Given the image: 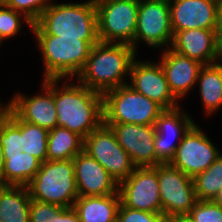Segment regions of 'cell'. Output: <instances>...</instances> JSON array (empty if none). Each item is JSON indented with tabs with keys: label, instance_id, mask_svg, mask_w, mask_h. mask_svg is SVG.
Segmentation results:
<instances>
[{
	"label": "cell",
	"instance_id": "24",
	"mask_svg": "<svg viewBox=\"0 0 222 222\" xmlns=\"http://www.w3.org/2000/svg\"><path fill=\"white\" fill-rule=\"evenodd\" d=\"M196 83L204 106V114L212 115L222 107V65L213 63L203 65Z\"/></svg>",
	"mask_w": 222,
	"mask_h": 222
},
{
	"label": "cell",
	"instance_id": "20",
	"mask_svg": "<svg viewBox=\"0 0 222 222\" xmlns=\"http://www.w3.org/2000/svg\"><path fill=\"white\" fill-rule=\"evenodd\" d=\"M174 52L200 62L202 65L215 63V29H189L173 35L170 46Z\"/></svg>",
	"mask_w": 222,
	"mask_h": 222
},
{
	"label": "cell",
	"instance_id": "14",
	"mask_svg": "<svg viewBox=\"0 0 222 222\" xmlns=\"http://www.w3.org/2000/svg\"><path fill=\"white\" fill-rule=\"evenodd\" d=\"M156 63L151 60L138 61L135 58L130 67V78L127 77L131 81L128 85L138 93L155 101L164 110L180 107L177 103L178 99L170 91L160 62Z\"/></svg>",
	"mask_w": 222,
	"mask_h": 222
},
{
	"label": "cell",
	"instance_id": "30",
	"mask_svg": "<svg viewBox=\"0 0 222 222\" xmlns=\"http://www.w3.org/2000/svg\"><path fill=\"white\" fill-rule=\"evenodd\" d=\"M188 216L193 222H222V205L213 200H198Z\"/></svg>",
	"mask_w": 222,
	"mask_h": 222
},
{
	"label": "cell",
	"instance_id": "31",
	"mask_svg": "<svg viewBox=\"0 0 222 222\" xmlns=\"http://www.w3.org/2000/svg\"><path fill=\"white\" fill-rule=\"evenodd\" d=\"M51 3V0H5L6 6L24 14L33 23Z\"/></svg>",
	"mask_w": 222,
	"mask_h": 222
},
{
	"label": "cell",
	"instance_id": "40",
	"mask_svg": "<svg viewBox=\"0 0 222 222\" xmlns=\"http://www.w3.org/2000/svg\"><path fill=\"white\" fill-rule=\"evenodd\" d=\"M153 1H161V2L170 3V2H172L173 0H153Z\"/></svg>",
	"mask_w": 222,
	"mask_h": 222
},
{
	"label": "cell",
	"instance_id": "8",
	"mask_svg": "<svg viewBox=\"0 0 222 222\" xmlns=\"http://www.w3.org/2000/svg\"><path fill=\"white\" fill-rule=\"evenodd\" d=\"M83 151L98 161L118 184L136 168L111 127L104 123L84 139Z\"/></svg>",
	"mask_w": 222,
	"mask_h": 222
},
{
	"label": "cell",
	"instance_id": "42",
	"mask_svg": "<svg viewBox=\"0 0 222 222\" xmlns=\"http://www.w3.org/2000/svg\"><path fill=\"white\" fill-rule=\"evenodd\" d=\"M221 172H222V154H221Z\"/></svg>",
	"mask_w": 222,
	"mask_h": 222
},
{
	"label": "cell",
	"instance_id": "12",
	"mask_svg": "<svg viewBox=\"0 0 222 222\" xmlns=\"http://www.w3.org/2000/svg\"><path fill=\"white\" fill-rule=\"evenodd\" d=\"M196 123L179 143L170 165L194 178L205 171L222 153Z\"/></svg>",
	"mask_w": 222,
	"mask_h": 222
},
{
	"label": "cell",
	"instance_id": "11",
	"mask_svg": "<svg viewBox=\"0 0 222 222\" xmlns=\"http://www.w3.org/2000/svg\"><path fill=\"white\" fill-rule=\"evenodd\" d=\"M118 193L123 206L162 213L158 165L136 167L124 181L118 184Z\"/></svg>",
	"mask_w": 222,
	"mask_h": 222
},
{
	"label": "cell",
	"instance_id": "6",
	"mask_svg": "<svg viewBox=\"0 0 222 222\" xmlns=\"http://www.w3.org/2000/svg\"><path fill=\"white\" fill-rule=\"evenodd\" d=\"M103 123L155 125L164 109L128 84L103 94Z\"/></svg>",
	"mask_w": 222,
	"mask_h": 222
},
{
	"label": "cell",
	"instance_id": "25",
	"mask_svg": "<svg viewBox=\"0 0 222 222\" xmlns=\"http://www.w3.org/2000/svg\"><path fill=\"white\" fill-rule=\"evenodd\" d=\"M84 139L77 133L56 126L48 132L47 161L73 160L83 151Z\"/></svg>",
	"mask_w": 222,
	"mask_h": 222
},
{
	"label": "cell",
	"instance_id": "18",
	"mask_svg": "<svg viewBox=\"0 0 222 222\" xmlns=\"http://www.w3.org/2000/svg\"><path fill=\"white\" fill-rule=\"evenodd\" d=\"M78 196H105L118 192V183L85 151L73 158Z\"/></svg>",
	"mask_w": 222,
	"mask_h": 222
},
{
	"label": "cell",
	"instance_id": "15",
	"mask_svg": "<svg viewBox=\"0 0 222 222\" xmlns=\"http://www.w3.org/2000/svg\"><path fill=\"white\" fill-rule=\"evenodd\" d=\"M181 108L182 106L164 110L156 119L154 140L156 165L170 163L175 156L179 143L195 124L190 115H187ZM174 140L176 141L174 142Z\"/></svg>",
	"mask_w": 222,
	"mask_h": 222
},
{
	"label": "cell",
	"instance_id": "34",
	"mask_svg": "<svg viewBox=\"0 0 222 222\" xmlns=\"http://www.w3.org/2000/svg\"><path fill=\"white\" fill-rule=\"evenodd\" d=\"M50 222H81L73 207H63Z\"/></svg>",
	"mask_w": 222,
	"mask_h": 222
},
{
	"label": "cell",
	"instance_id": "32",
	"mask_svg": "<svg viewBox=\"0 0 222 222\" xmlns=\"http://www.w3.org/2000/svg\"><path fill=\"white\" fill-rule=\"evenodd\" d=\"M117 220L119 222H167V217L163 213L132 209L120 203Z\"/></svg>",
	"mask_w": 222,
	"mask_h": 222
},
{
	"label": "cell",
	"instance_id": "10",
	"mask_svg": "<svg viewBox=\"0 0 222 222\" xmlns=\"http://www.w3.org/2000/svg\"><path fill=\"white\" fill-rule=\"evenodd\" d=\"M173 40L169 3L153 0H139V10L134 36V50L137 43L148 47L170 48Z\"/></svg>",
	"mask_w": 222,
	"mask_h": 222
},
{
	"label": "cell",
	"instance_id": "19",
	"mask_svg": "<svg viewBox=\"0 0 222 222\" xmlns=\"http://www.w3.org/2000/svg\"><path fill=\"white\" fill-rule=\"evenodd\" d=\"M160 64L170 91L181 101L197 84L198 74L203 66L200 62L182 56L170 48L163 49Z\"/></svg>",
	"mask_w": 222,
	"mask_h": 222
},
{
	"label": "cell",
	"instance_id": "23",
	"mask_svg": "<svg viewBox=\"0 0 222 222\" xmlns=\"http://www.w3.org/2000/svg\"><path fill=\"white\" fill-rule=\"evenodd\" d=\"M2 185L27 186L39 171L42 162L22 150L19 153L3 154Z\"/></svg>",
	"mask_w": 222,
	"mask_h": 222
},
{
	"label": "cell",
	"instance_id": "3",
	"mask_svg": "<svg viewBox=\"0 0 222 222\" xmlns=\"http://www.w3.org/2000/svg\"><path fill=\"white\" fill-rule=\"evenodd\" d=\"M34 35L78 38L91 46L99 42L97 9L90 0L77 3H51L33 23Z\"/></svg>",
	"mask_w": 222,
	"mask_h": 222
},
{
	"label": "cell",
	"instance_id": "9",
	"mask_svg": "<svg viewBox=\"0 0 222 222\" xmlns=\"http://www.w3.org/2000/svg\"><path fill=\"white\" fill-rule=\"evenodd\" d=\"M158 181L162 213L166 217L188 215L198 201L193 178L165 163L158 165Z\"/></svg>",
	"mask_w": 222,
	"mask_h": 222
},
{
	"label": "cell",
	"instance_id": "5",
	"mask_svg": "<svg viewBox=\"0 0 222 222\" xmlns=\"http://www.w3.org/2000/svg\"><path fill=\"white\" fill-rule=\"evenodd\" d=\"M31 199L73 207L79 197L73 160L45 161L27 185Z\"/></svg>",
	"mask_w": 222,
	"mask_h": 222
},
{
	"label": "cell",
	"instance_id": "21",
	"mask_svg": "<svg viewBox=\"0 0 222 222\" xmlns=\"http://www.w3.org/2000/svg\"><path fill=\"white\" fill-rule=\"evenodd\" d=\"M120 205L119 193L79 196L73 204L81 222H114Z\"/></svg>",
	"mask_w": 222,
	"mask_h": 222
},
{
	"label": "cell",
	"instance_id": "41",
	"mask_svg": "<svg viewBox=\"0 0 222 222\" xmlns=\"http://www.w3.org/2000/svg\"><path fill=\"white\" fill-rule=\"evenodd\" d=\"M5 5V0H0V7Z\"/></svg>",
	"mask_w": 222,
	"mask_h": 222
},
{
	"label": "cell",
	"instance_id": "2",
	"mask_svg": "<svg viewBox=\"0 0 222 222\" xmlns=\"http://www.w3.org/2000/svg\"><path fill=\"white\" fill-rule=\"evenodd\" d=\"M137 54L129 44L98 42L75 80L102 94L128 84L125 79Z\"/></svg>",
	"mask_w": 222,
	"mask_h": 222
},
{
	"label": "cell",
	"instance_id": "4",
	"mask_svg": "<svg viewBox=\"0 0 222 222\" xmlns=\"http://www.w3.org/2000/svg\"><path fill=\"white\" fill-rule=\"evenodd\" d=\"M41 51L44 79L74 80L84 68L92 46L85 40L57 35H33Z\"/></svg>",
	"mask_w": 222,
	"mask_h": 222
},
{
	"label": "cell",
	"instance_id": "38",
	"mask_svg": "<svg viewBox=\"0 0 222 222\" xmlns=\"http://www.w3.org/2000/svg\"><path fill=\"white\" fill-rule=\"evenodd\" d=\"M213 201L222 205V187L219 190L218 195L216 196V198Z\"/></svg>",
	"mask_w": 222,
	"mask_h": 222
},
{
	"label": "cell",
	"instance_id": "39",
	"mask_svg": "<svg viewBox=\"0 0 222 222\" xmlns=\"http://www.w3.org/2000/svg\"><path fill=\"white\" fill-rule=\"evenodd\" d=\"M94 5L99 4L103 1H107V0H90Z\"/></svg>",
	"mask_w": 222,
	"mask_h": 222
},
{
	"label": "cell",
	"instance_id": "7",
	"mask_svg": "<svg viewBox=\"0 0 222 222\" xmlns=\"http://www.w3.org/2000/svg\"><path fill=\"white\" fill-rule=\"evenodd\" d=\"M96 9L99 42L134 48L139 0H107L96 4Z\"/></svg>",
	"mask_w": 222,
	"mask_h": 222
},
{
	"label": "cell",
	"instance_id": "36",
	"mask_svg": "<svg viewBox=\"0 0 222 222\" xmlns=\"http://www.w3.org/2000/svg\"><path fill=\"white\" fill-rule=\"evenodd\" d=\"M167 222H193L188 215L167 217Z\"/></svg>",
	"mask_w": 222,
	"mask_h": 222
},
{
	"label": "cell",
	"instance_id": "33",
	"mask_svg": "<svg viewBox=\"0 0 222 222\" xmlns=\"http://www.w3.org/2000/svg\"><path fill=\"white\" fill-rule=\"evenodd\" d=\"M62 208L60 205L31 199L29 211L30 222H50Z\"/></svg>",
	"mask_w": 222,
	"mask_h": 222
},
{
	"label": "cell",
	"instance_id": "29",
	"mask_svg": "<svg viewBox=\"0 0 222 222\" xmlns=\"http://www.w3.org/2000/svg\"><path fill=\"white\" fill-rule=\"evenodd\" d=\"M25 23L30 29H32L33 22L24 14L17 12L6 5L0 7V39L2 41L15 37Z\"/></svg>",
	"mask_w": 222,
	"mask_h": 222
},
{
	"label": "cell",
	"instance_id": "35",
	"mask_svg": "<svg viewBox=\"0 0 222 222\" xmlns=\"http://www.w3.org/2000/svg\"><path fill=\"white\" fill-rule=\"evenodd\" d=\"M215 63L222 65V11L219 15L218 24L215 28Z\"/></svg>",
	"mask_w": 222,
	"mask_h": 222
},
{
	"label": "cell",
	"instance_id": "37",
	"mask_svg": "<svg viewBox=\"0 0 222 222\" xmlns=\"http://www.w3.org/2000/svg\"><path fill=\"white\" fill-rule=\"evenodd\" d=\"M4 155H3V148L0 145V185H2V171H3V164H4Z\"/></svg>",
	"mask_w": 222,
	"mask_h": 222
},
{
	"label": "cell",
	"instance_id": "26",
	"mask_svg": "<svg viewBox=\"0 0 222 222\" xmlns=\"http://www.w3.org/2000/svg\"><path fill=\"white\" fill-rule=\"evenodd\" d=\"M0 145L3 154L21 150V120L5 104L0 109Z\"/></svg>",
	"mask_w": 222,
	"mask_h": 222
},
{
	"label": "cell",
	"instance_id": "13",
	"mask_svg": "<svg viewBox=\"0 0 222 222\" xmlns=\"http://www.w3.org/2000/svg\"><path fill=\"white\" fill-rule=\"evenodd\" d=\"M43 94L25 96L16 93L5 104L21 121L38 125L48 131L57 126L55 79L42 80Z\"/></svg>",
	"mask_w": 222,
	"mask_h": 222
},
{
	"label": "cell",
	"instance_id": "1",
	"mask_svg": "<svg viewBox=\"0 0 222 222\" xmlns=\"http://www.w3.org/2000/svg\"><path fill=\"white\" fill-rule=\"evenodd\" d=\"M62 86H57L59 82ZM69 78L55 79L57 126L77 133L85 139L103 123V95ZM75 83V84H74Z\"/></svg>",
	"mask_w": 222,
	"mask_h": 222
},
{
	"label": "cell",
	"instance_id": "22",
	"mask_svg": "<svg viewBox=\"0 0 222 222\" xmlns=\"http://www.w3.org/2000/svg\"><path fill=\"white\" fill-rule=\"evenodd\" d=\"M27 186L0 185V222H30Z\"/></svg>",
	"mask_w": 222,
	"mask_h": 222
},
{
	"label": "cell",
	"instance_id": "17",
	"mask_svg": "<svg viewBox=\"0 0 222 222\" xmlns=\"http://www.w3.org/2000/svg\"><path fill=\"white\" fill-rule=\"evenodd\" d=\"M110 126L119 145L129 154L136 167L156 166L155 125L104 123Z\"/></svg>",
	"mask_w": 222,
	"mask_h": 222
},
{
	"label": "cell",
	"instance_id": "27",
	"mask_svg": "<svg viewBox=\"0 0 222 222\" xmlns=\"http://www.w3.org/2000/svg\"><path fill=\"white\" fill-rule=\"evenodd\" d=\"M197 200H214L222 187L221 154L205 171L193 178Z\"/></svg>",
	"mask_w": 222,
	"mask_h": 222
},
{
	"label": "cell",
	"instance_id": "28",
	"mask_svg": "<svg viewBox=\"0 0 222 222\" xmlns=\"http://www.w3.org/2000/svg\"><path fill=\"white\" fill-rule=\"evenodd\" d=\"M48 130L25 121H21V150L46 161Z\"/></svg>",
	"mask_w": 222,
	"mask_h": 222
},
{
	"label": "cell",
	"instance_id": "16",
	"mask_svg": "<svg viewBox=\"0 0 222 222\" xmlns=\"http://www.w3.org/2000/svg\"><path fill=\"white\" fill-rule=\"evenodd\" d=\"M169 7L174 35L189 29H215L222 0H173Z\"/></svg>",
	"mask_w": 222,
	"mask_h": 222
}]
</instances>
